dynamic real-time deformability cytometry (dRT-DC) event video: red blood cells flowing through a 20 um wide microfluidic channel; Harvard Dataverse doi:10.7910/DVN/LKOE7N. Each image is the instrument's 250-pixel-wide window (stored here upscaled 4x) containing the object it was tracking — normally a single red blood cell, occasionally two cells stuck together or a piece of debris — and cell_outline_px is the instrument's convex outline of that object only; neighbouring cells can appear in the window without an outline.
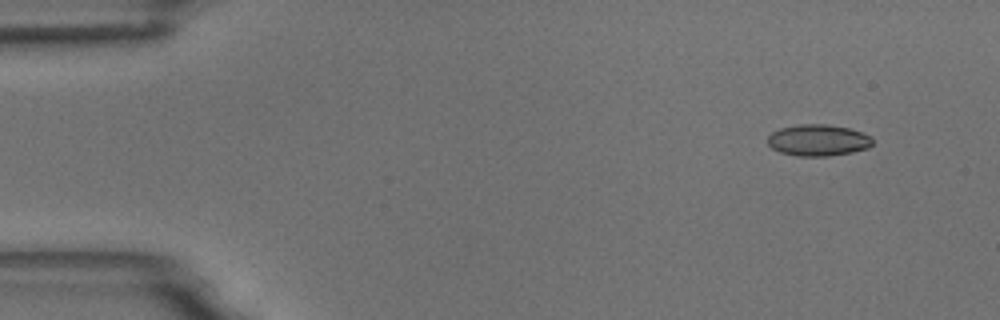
{"species": "common noctule bat (a hibernating species)", "species_latin": "Nyctalus noctula", "temperature_condition": "room temperature", "stored_images_in_passage": 4, "camera_frame_rate_fps": 3000, "um_per_image_px": 0.085, "animal": {"sex": "male", "body_mass_g": 18.8}, "frame": {"image": 1, "passage_image": 1, "time_ms": 0.0, "image_size_px": [1000, 320], "cell_outline_px": [[872, 144], [868, 148], [852, 152], [828, 156], [796, 156], [780, 152], [772, 148], [768, 144], [768, 136], [772, 132], [780, 128], [800, 124], [824, 124], [848, 128], [872, 136]], "centroid_in_image_um": [69.53, 11.92], "position_along_channel_um": 15.5, "area_um2": 19.19}}
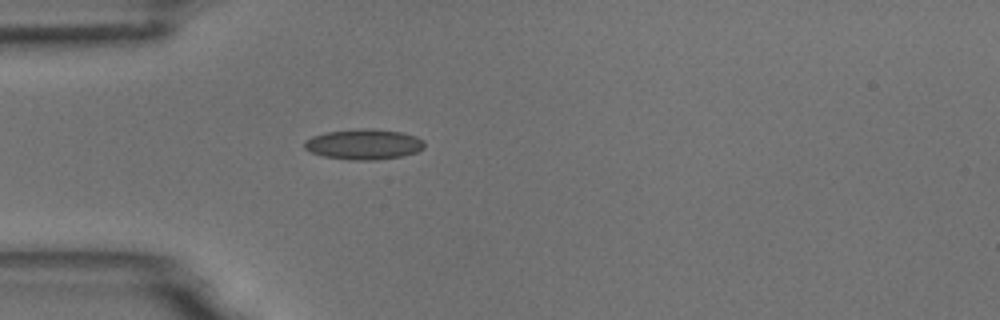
{"frame": {"image": 2, "passage_image": 4, "time_ms": 3.667, "image_size_px": [1000, 320], "cell_outline_px": [[424, 148], [416, 152], [404, 156], [376, 160], [352, 160], [324, 156], [312, 152], [304, 148], [304, 140], [312, 136], [328, 132], [364, 128], [368, 128], [400, 132], [416, 136], [424, 140]], "centroid_in_image_um": [30.94, 12.27], "position_along_channel_um": 54.1, "area_um2": 21.21}}